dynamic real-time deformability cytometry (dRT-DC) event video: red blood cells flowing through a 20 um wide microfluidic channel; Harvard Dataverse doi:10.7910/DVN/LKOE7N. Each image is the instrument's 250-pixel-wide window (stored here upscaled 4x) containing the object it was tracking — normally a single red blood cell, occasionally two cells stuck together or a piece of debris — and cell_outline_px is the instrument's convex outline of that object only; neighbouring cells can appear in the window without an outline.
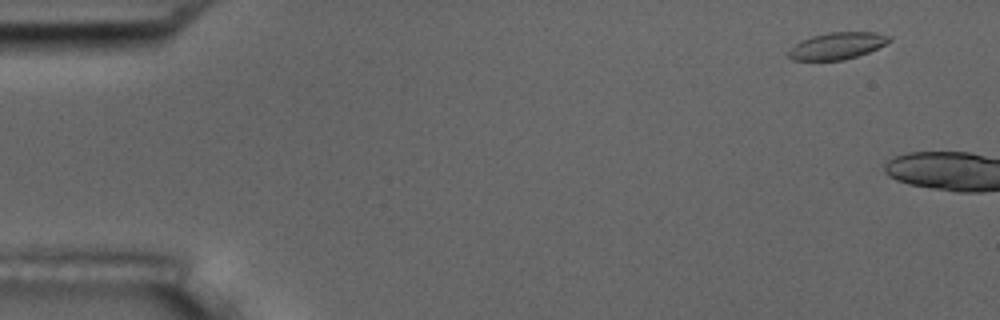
{"species": "common noctule bat (a hibernating species)", "species_latin": "Nyctalus noctula", "temperature_condition": "room temperature", "stored_images_in_passage": 3, "camera_frame_rate_fps": 3000, "um_per_image_px": 0.085, "animal": {"sex": "male", "body_mass_g": 17.5, "forearm_length_mm": 52.3}, "frame": {"image": 1, "passage_image": 1, "time_ms": 0.0, "image_size_px": [1000, 320], "cell_outline_px": [[892, 40], [868, 52], [844, 60], [792, 60], [788, 56], [788, 52], [800, 40], [812, 36], [828, 32], [876, 32], [892, 36]], "centroid_in_image_um": [71.17, 3.88], "position_along_channel_um": 13.8, "area_um2": 15.66}}